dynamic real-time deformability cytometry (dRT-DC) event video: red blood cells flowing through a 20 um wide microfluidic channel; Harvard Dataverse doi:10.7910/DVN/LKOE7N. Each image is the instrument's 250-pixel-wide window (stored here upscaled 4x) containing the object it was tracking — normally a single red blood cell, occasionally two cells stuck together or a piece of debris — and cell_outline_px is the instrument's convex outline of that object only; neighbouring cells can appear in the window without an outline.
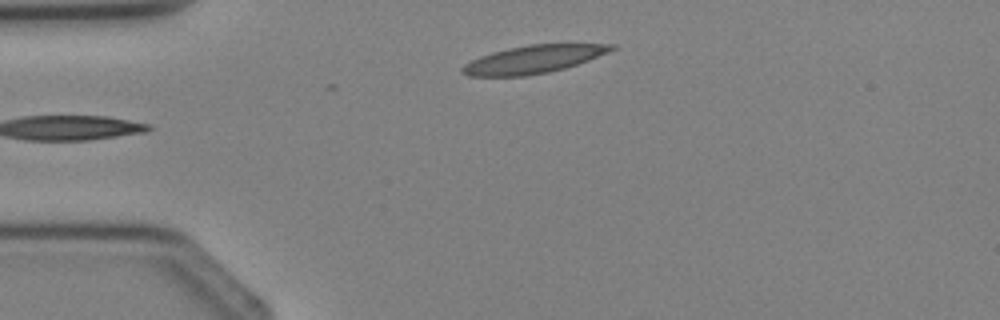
{"species": "Egyptian fruit bat (a non-hibernating species)", "species_latin": "Rousettus aegyptiacus", "temperature_condition": "cold", "stored_images_in_passage": 4, "camera_frame_rate_fps": 3000, "um_per_image_px": 0.085, "animal": {"sex": "female"}, "frame": {"image": 1, "passage_image": 4, "time_ms": 3.333, "image_size_px": [1000, 320], "cell_outline_px": [[616, 48], [608, 52], [588, 60], [564, 68], [548, 72], [524, 76], [468, 76], [460, 72], [460, 68], [464, 64], [480, 56], [492, 52], [508, 48], [528, 44], [616, 44]], "centroid_in_image_um": [45.3, 5.04], "position_along_channel_um": 39.7, "area_um2": 24.1}}